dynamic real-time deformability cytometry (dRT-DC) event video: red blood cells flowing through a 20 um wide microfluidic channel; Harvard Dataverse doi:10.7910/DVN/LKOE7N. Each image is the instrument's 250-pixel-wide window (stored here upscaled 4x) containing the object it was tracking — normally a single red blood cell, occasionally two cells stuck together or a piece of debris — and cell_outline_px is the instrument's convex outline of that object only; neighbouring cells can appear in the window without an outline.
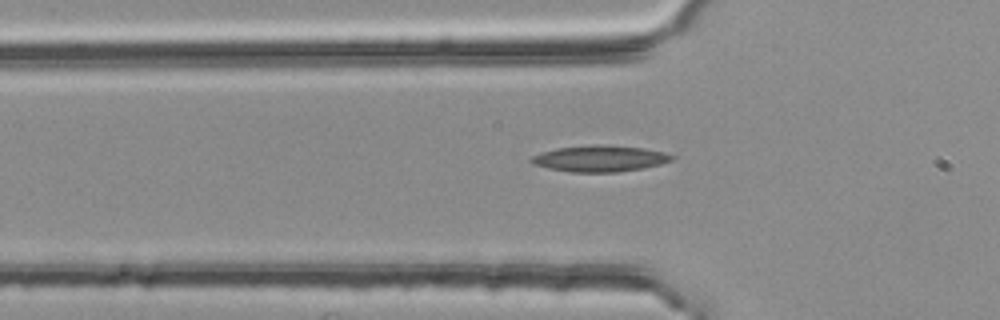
{"species": "common noctule bat (a hibernating species)", "species_latin": "Nyctalus noctula", "temperature_condition": "room temperature", "stored_images_in_passage": 52, "camera_frame_rate_fps": 3000, "um_per_image_px": 0.085, "animal": {"sex": "female", "body_mass_g": 25.1}, "frame": {"image": 1, "passage_image": 14, "time_ms": 4.333, "image_size_px": [1000, 320], "cell_outline_px": [[676, 156], [672, 160], [660, 164], [644, 168], [616, 172], [572, 172], [548, 168], [532, 164], [528, 160], [532, 156], [540, 152], [556, 148], [644, 148], [664, 152]], "centroid_in_image_um": [50.97, 13.54], "position_along_channel_um": 74.8, "area_um2": 20.29}}
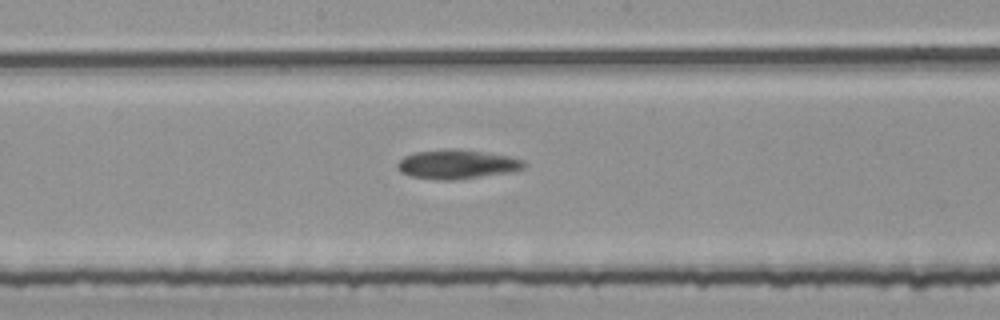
{"frame": {"image": 2, "passage_image": 25, "time_ms": 8.0, "image_size_px": [1000, 320], "cell_outline_px": [[528, 164], [524, 168], [504, 172], [452, 180], [444, 180], [412, 176], [400, 172], [396, 164], [404, 156], [412, 152], [444, 148], [464, 148], [488, 152], [508, 156], [524, 160]], "centroid_in_image_um": [38.81, 13.92], "position_along_channel_um": 209.4, "area_um2": 21.56}}
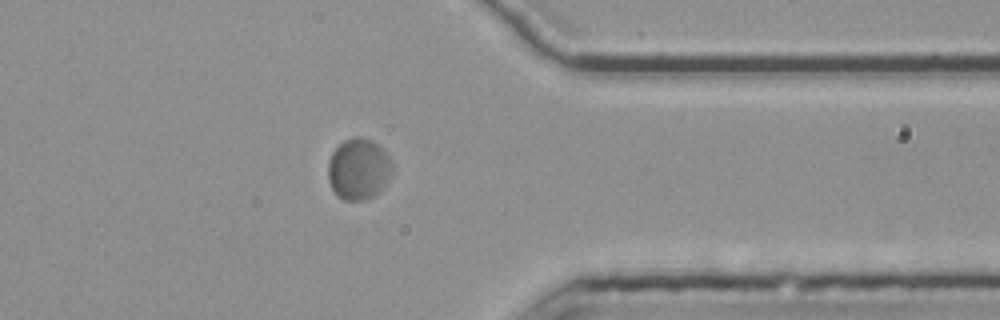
{"frame": {"image": 3, "passage_image": 40, "time_ms": 13.0, "image_size_px": [1000, 320], "cell_outline_px": [[392, 168], [380, 192], [364, 200], [344, 200], [336, 196], [328, 180], [328, 160], [332, 152], [344, 140], [356, 136], [360, 136], [372, 140], [388, 156], [392, 164]], "centroid_in_image_um": [30.43, 14.37], "position_along_channel_um": 381.0, "area_um2": 22.72}, "authors_computed_cell_mechanics": {"area_um2": 21.7617, "velocity_mm_per_s": 3.6479, "shape_relaxation_time_tau1_ms": 11.3601, "shape_relaxation_time_tau2_ms": null, "deformation_change_tau1": 0.2347, "deformation_change_tau2": null}}